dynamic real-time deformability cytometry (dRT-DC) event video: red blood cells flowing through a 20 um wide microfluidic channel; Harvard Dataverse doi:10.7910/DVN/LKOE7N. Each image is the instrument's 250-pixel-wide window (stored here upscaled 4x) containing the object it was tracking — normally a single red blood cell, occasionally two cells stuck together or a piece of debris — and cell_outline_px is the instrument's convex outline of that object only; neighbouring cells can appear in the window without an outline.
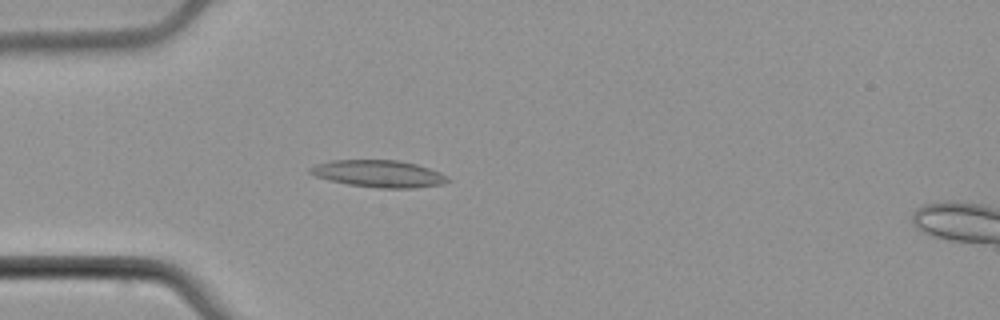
{"species": "common noctule bat (a hibernating species)", "species_latin": "Nyctalus noctula", "temperature_condition": "cold", "stored_images_in_passage": 5, "camera_frame_rate_fps": 3000, "um_per_image_px": 0.085, "animal": {"sex": "male", "body_mass_g": 21.5, "forearm_length_mm": 52.0}, "frame": {"image": 1, "passage_image": 4, "time_ms": 1.0, "image_size_px": [1000, 320], "cell_outline_px": [[452, 180], [444, 184], [416, 188], [376, 188], [348, 184], [328, 180], [316, 176], [308, 172], [308, 168], [316, 164], [332, 160], [400, 160], [416, 164], [440, 172], [448, 176]], "centroid_in_image_um": [32.22, 14.77], "position_along_channel_um": 52.8, "area_um2": 21.91}}